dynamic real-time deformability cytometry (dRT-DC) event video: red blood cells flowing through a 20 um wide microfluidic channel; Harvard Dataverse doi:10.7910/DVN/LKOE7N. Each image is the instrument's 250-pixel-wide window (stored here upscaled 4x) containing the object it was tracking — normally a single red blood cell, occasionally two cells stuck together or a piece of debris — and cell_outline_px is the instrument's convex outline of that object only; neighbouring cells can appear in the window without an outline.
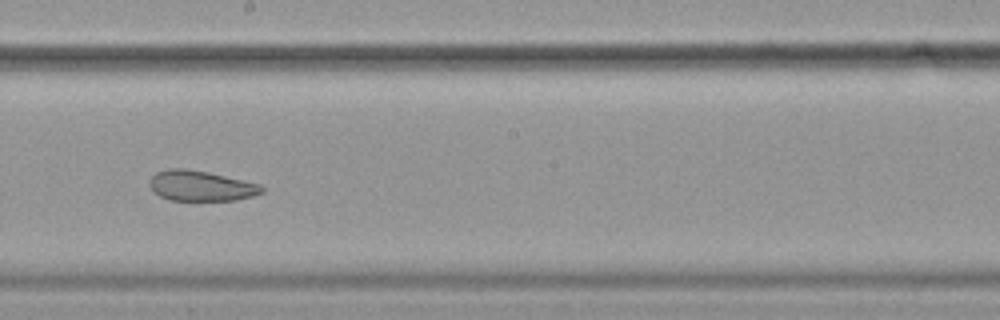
{"species": "common noctule bat (a hibernating species)", "species_latin": "Nyctalus noctula", "temperature_condition": "cold", "stored_images_in_passage": 40, "camera_frame_rate_fps": 3000, "um_per_image_px": 0.085, "animal": {"sex": "female", "body_mass_g": 19.9}, "frame": {"image": 1, "passage_image": 23, "time_ms": 7.333, "image_size_px": [1000, 320], "cell_outline_px": [[264, 192], [252, 196], [236, 200], [168, 200], [152, 192], [148, 184], [148, 180], [156, 172], [168, 168], [184, 168], [208, 172], [260, 184], [264, 188]], "centroid_in_image_um": [17.03, 15.79], "position_along_channel_um": 231.2, "area_um2": 20.0}, "authors_computed_cell_mechanics": {"area_um2": 23.3512, "velocity_mm_per_s": 3.5655, "shape_relaxation_time_tau1_ms": null, "shape_relaxation_time_tau2_ms": 1.7817, "deformation_change_tau1": null, "deformation_change_tau2": 0.0812}}